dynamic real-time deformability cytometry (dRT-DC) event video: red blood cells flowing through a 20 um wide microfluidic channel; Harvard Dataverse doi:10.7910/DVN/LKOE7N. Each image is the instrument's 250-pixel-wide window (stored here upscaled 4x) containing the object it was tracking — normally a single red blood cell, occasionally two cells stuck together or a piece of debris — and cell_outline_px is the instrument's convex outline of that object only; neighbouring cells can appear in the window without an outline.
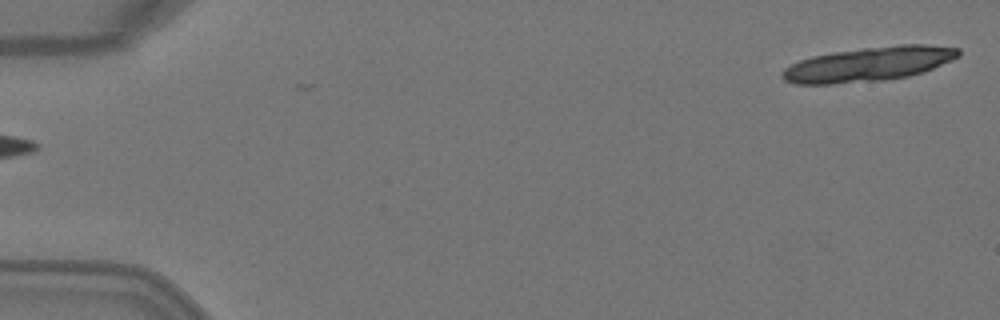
{"species": "Egyptian fruit bat (a non-hibernating species)", "species_latin": "Rousettus aegyptiacus", "temperature_condition": "warm", "stored_images_in_passage": 5, "segment_of_instrument_passage": [2, 2], "camera_frame_rate_fps": 3000, "um_per_image_px": 0.085, "animal": {"sex": "female"}, "frame": {"image": 1, "passage_image": 5, "time_ms": 1.333, "image_size_px": [1000, 320], "cell_outline_px": [[960, 56], [952, 60], [924, 72], [908, 76], [884, 80], [832, 84], [796, 84], [784, 80], [780, 76], [780, 72], [784, 68], [800, 60], [812, 56], [832, 52], [864, 48], [900, 44], [924, 44], [960, 48]], "centroid_in_image_um": [73.84, 5.45], "position_along_channel_um": 11.2, "area_um2": 35.43}}